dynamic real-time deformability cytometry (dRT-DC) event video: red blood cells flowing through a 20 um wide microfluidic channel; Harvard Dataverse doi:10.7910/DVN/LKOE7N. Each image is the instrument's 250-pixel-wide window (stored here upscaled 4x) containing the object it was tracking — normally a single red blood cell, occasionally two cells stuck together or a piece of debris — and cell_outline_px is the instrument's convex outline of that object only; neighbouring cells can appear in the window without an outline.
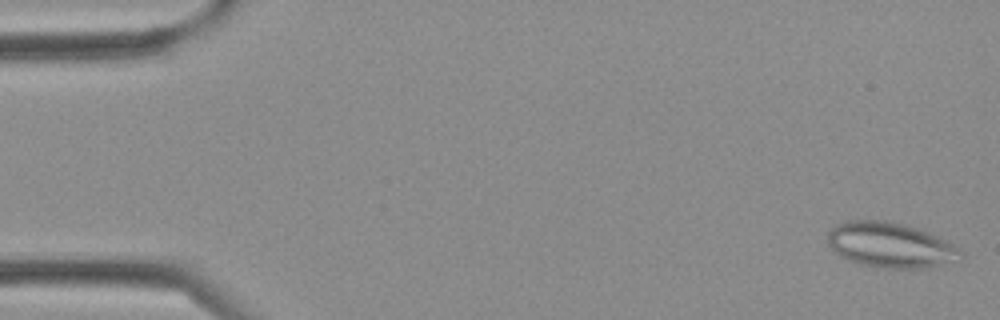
{"species": "Egyptian fruit bat (a non-hibernating species)", "species_latin": "Rousettus aegyptiacus", "temperature_condition": "cold", "stored_images_in_passage": 3, "camera_frame_rate_fps": 3000, "um_per_image_px": 0.085, "frame": {"image": 1, "passage_image": 1, "time_ms": 0.0, "image_size_px": [1000, 320], "cell_outline_px": [[964, 256], [960, 260], [928, 268], [888, 268], [860, 264], [840, 256], [828, 244], [828, 232], [836, 224], [848, 220], [884, 220], [916, 228], [936, 236], [960, 248], [964, 252]], "centroid_in_image_um": [75.7, 20.84], "position_along_channel_um": 9.3, "area_um2": 34.85}}